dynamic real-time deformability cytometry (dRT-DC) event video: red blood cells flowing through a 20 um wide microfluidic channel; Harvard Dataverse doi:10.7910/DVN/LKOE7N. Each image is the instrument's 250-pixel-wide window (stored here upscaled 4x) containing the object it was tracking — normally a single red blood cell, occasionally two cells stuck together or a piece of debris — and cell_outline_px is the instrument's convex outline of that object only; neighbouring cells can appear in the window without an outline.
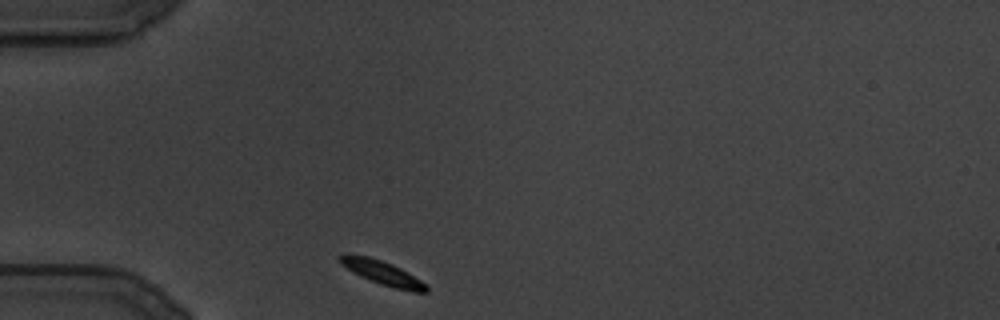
{"species": "common noctule bat (a hibernating species)", "species_latin": "Nyctalus noctula", "temperature_condition": "cold", "stored_images_in_passage": 95, "camera_frame_rate_fps": 3000, "um_per_image_px": 0.085, "animal": {"sex": "male", "body_mass_g": 19.5, "forearm_length_mm": 54.6}, "frame": {"image": 1, "passage_image": 1, "time_ms": 0.0, "image_size_px": [1000, 320], "cell_outline_px": [[428, 292], [412, 292], [380, 284], [368, 280], [352, 272], [340, 264], [336, 256], [344, 252], [348, 252], [368, 256], [392, 264], [400, 268], [428, 284]], "centroid_in_image_um": [32.43, 23.16], "position_along_channel_um": 52.6, "area_um2": 12.48}}
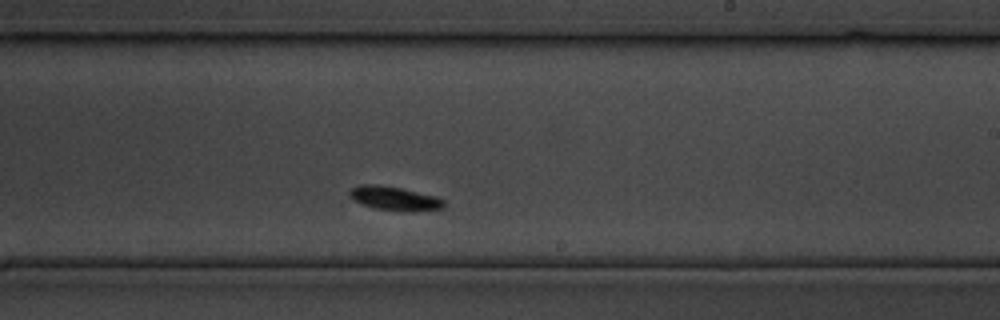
{"frame": {"image": 2, "passage_image": 44, "time_ms": 14.333, "image_size_px": [1000, 320], "cell_outline_px": [[444, 208], [412, 212], [408, 212], [376, 208], [364, 204], [356, 200], [348, 192], [352, 188], [360, 184], [376, 184], [400, 188], [436, 196], [444, 200]], "centroid_in_image_um": [33.59, 16.87], "position_along_channel_um": 255.4, "area_um2": 12.95}}
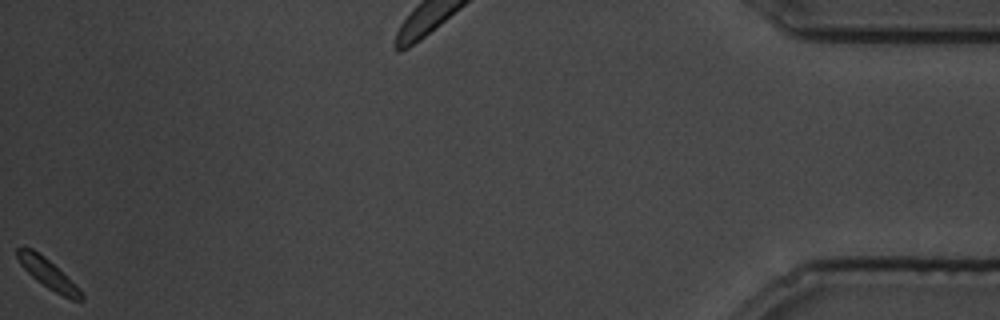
{"frame": {"image": 3, "passage_image": 95, "time_ms": 31.333, "image_size_px": [1000, 320], "cell_outline_px": [[84, 300], [72, 300], [48, 288], [32, 276], [20, 264], [16, 256], [16, 248], [32, 248], [44, 256], [84, 296]], "centroid_in_image_um": [3.99, 23.24], "position_along_channel_um": 431.2, "area_um2": 10.23}}